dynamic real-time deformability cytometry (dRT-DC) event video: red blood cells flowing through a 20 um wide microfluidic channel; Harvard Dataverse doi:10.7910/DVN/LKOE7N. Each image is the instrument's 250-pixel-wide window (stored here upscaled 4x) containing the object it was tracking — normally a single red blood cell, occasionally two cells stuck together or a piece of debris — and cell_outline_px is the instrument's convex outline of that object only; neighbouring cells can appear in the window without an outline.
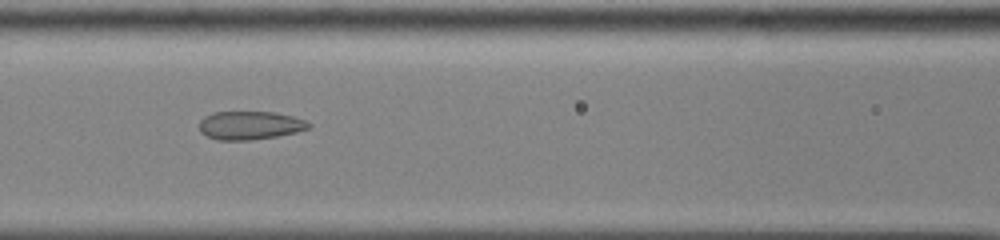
{"species": "common noctule bat (a hibernating species)", "species_latin": "Nyctalus noctula", "temperature_condition": "cold", "stored_images_in_passage": 45, "camera_frame_rate_fps": 3000, "um_per_image_px": 0.085, "animal": {"sex": "male", "body_mass_g": 13.0, "forearm_length_mm": 53.1}, "frame": {"image": 1, "passage_image": 17, "time_ms": 5.333, "image_size_px": [1000, 240], "cell_outline_px": [[312, 124], [308, 128], [296, 132], [276, 136], [248, 140], [216, 140], [200, 132], [200, 120], [204, 116], [212, 112], [276, 112], [292, 116], [304, 120]], "centroid_in_image_um": [21.22, 10.65], "position_along_channel_um": 145.4, "area_um2": 18.03}}
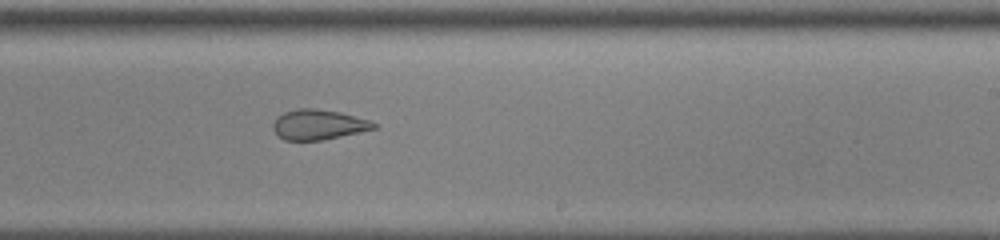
{"frame": {"image": 2, "passage_image": 26, "time_ms": 8.333, "image_size_px": [1000, 240], "cell_outline_px": [[376, 128], [360, 132], [324, 140], [284, 140], [272, 128], [272, 124], [276, 116], [284, 112], [296, 108], [316, 108], [340, 112], [368, 120], [376, 124]], "centroid_in_image_um": [27.03, 10.58], "position_along_channel_um": 262.0, "area_um2": 17.69}}
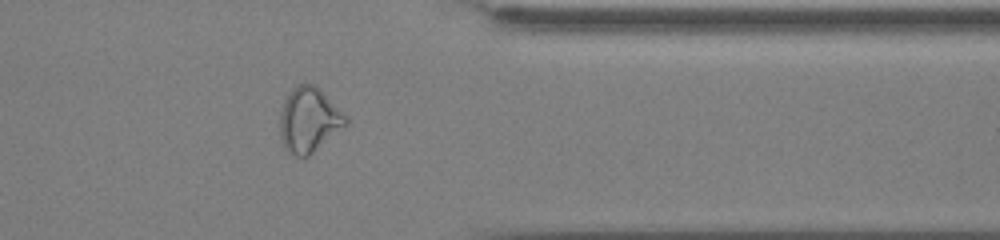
{"frame": {"image": 3, "passage_image": 36, "time_ms": 11.667, "image_size_px": [1000, 240], "cell_outline_px": [[348, 124], [344, 128], [308, 156], [296, 156], [284, 148], [280, 136], [280, 116], [284, 100], [292, 88], [296, 84], [316, 84], [348, 116]], "centroid_in_image_um": [26.29, 10.17], "position_along_channel_um": 385.1, "area_um2": 25.09}, "authors_computed_cell_mechanics": {"area_um2": 21.1548, "velocity_mm_per_s": 3.8956, "shape_relaxation_time_tau1_ms": null, "shape_relaxation_time_tau2_ms": 1.2024, "deformation_change_tau1": null, "deformation_change_tau2": 0.0855}}